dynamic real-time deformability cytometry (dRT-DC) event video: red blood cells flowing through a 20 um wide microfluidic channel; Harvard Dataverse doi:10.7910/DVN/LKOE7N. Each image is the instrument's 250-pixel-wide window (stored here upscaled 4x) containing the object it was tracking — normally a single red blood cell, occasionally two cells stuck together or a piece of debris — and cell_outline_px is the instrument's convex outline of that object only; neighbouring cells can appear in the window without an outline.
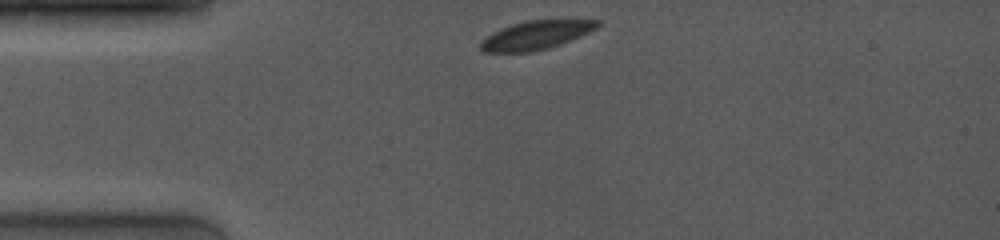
{"species": "common noctule bat (a hibernating species)", "species_latin": "Nyctalus noctula", "temperature_condition": "room temperature", "stored_images_in_passage": 20, "camera_frame_rate_fps": 4000, "um_per_image_px": 0.085, "animal": {"sex": "female", "body_mass_g": 19.0, "forearm_length_mm": 53.3}, "frame": {"image": 1, "passage_image": 1, "time_ms": 0.0, "image_size_px": [1000, 240], "cell_outline_px": [[600, 24], [596, 28], [580, 36], [560, 44], [548, 48], [532, 52], [484, 52], [480, 48], [480, 40], [492, 32], [500, 28], [524, 20], [600, 20]], "centroid_in_image_um": [45.5, 2.98], "position_along_channel_um": 39.5, "area_um2": 19.48}}
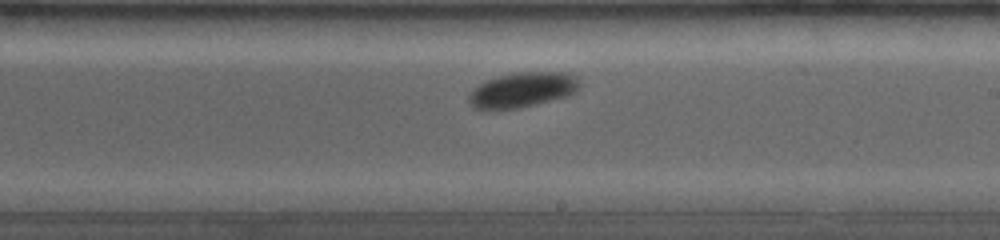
{"frame": {"image": 2, "passage_image": 16, "time_ms": 6.0, "image_size_px": [1000, 240], "cell_outline_px": [[580, 88], [576, 92], [568, 96], [516, 108], [472, 108], [468, 100], [468, 96], [472, 88], [488, 80], [500, 76], [516, 72], [560, 72], [576, 76], [580, 80]], "centroid_in_image_um": [44.44, 7.62], "position_along_channel_um": 244.6, "area_um2": 22.31}}
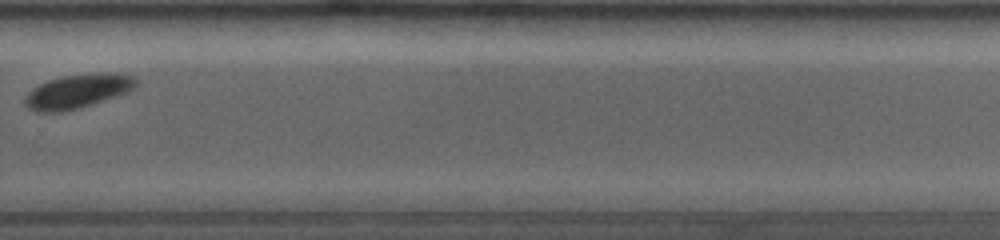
{"frame": {"image": 3, "passage_image": 19, "time_ms": 8.0, "image_size_px": [1000, 240], "cell_outline_px": [[136, 84], [128, 92], [80, 108], [60, 112], [36, 112], [28, 108], [24, 104], [24, 100], [28, 92], [40, 84], [48, 80], [64, 76], [136, 76]], "centroid_in_image_um": [6.48, 7.84], "position_along_channel_um": 323.3, "area_um2": 20.81}}